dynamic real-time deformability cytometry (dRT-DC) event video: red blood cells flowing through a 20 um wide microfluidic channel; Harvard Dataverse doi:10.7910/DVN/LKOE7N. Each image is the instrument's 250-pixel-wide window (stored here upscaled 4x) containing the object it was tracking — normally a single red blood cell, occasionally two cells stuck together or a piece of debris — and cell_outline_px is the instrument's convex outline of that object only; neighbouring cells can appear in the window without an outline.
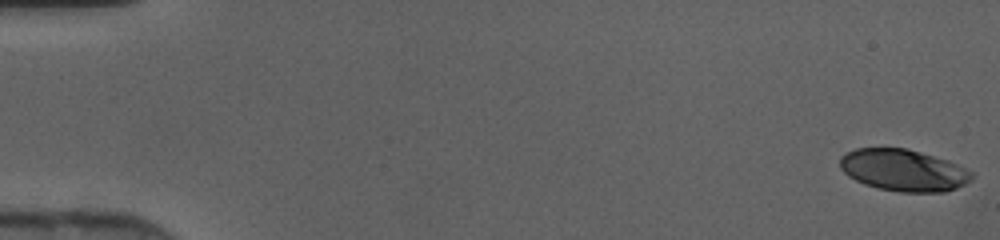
{"species": "human", "species_latin": "Homo sapiens", "temperature_condition": "cold", "stored_images_in_passage": 46, "camera_frame_rate_fps": 3000, "um_per_image_px": 0.085, "donor": {"sex": "female"}, "frame": {"image": 1, "passage_image": 1, "time_ms": 0.0, "image_size_px": [1000, 240], "cell_outline_px": [[976, 176], [972, 180], [956, 188], [944, 192], [900, 192], [880, 188], [864, 184], [848, 176], [840, 168], [840, 156], [844, 152], [856, 148], [908, 148], [948, 160], [976, 172]], "centroid_in_image_um": [76.83, 14.46], "position_along_channel_um": 8.2, "area_um2": 32.48}}
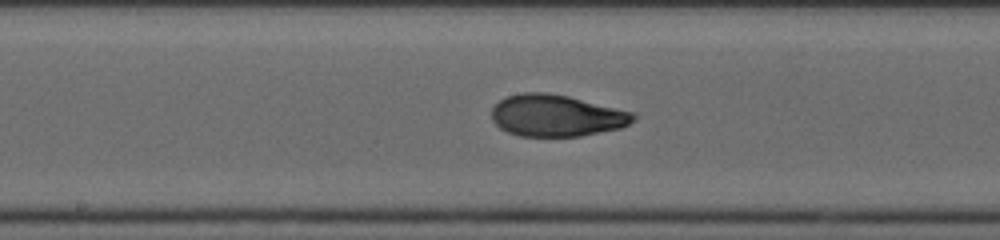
{"frame": {"image": 2, "passage_image": 25, "time_ms": 8.0, "image_size_px": [1000, 240], "cell_outline_px": [[636, 120], [620, 128], [580, 136], [520, 136], [508, 132], [500, 128], [492, 120], [492, 108], [500, 100], [508, 96], [524, 92], [544, 92], [568, 96], [632, 112], [636, 116]], "centroid_in_image_um": [47.28, 9.83], "position_along_channel_um": 200.9, "area_um2": 34.22}}
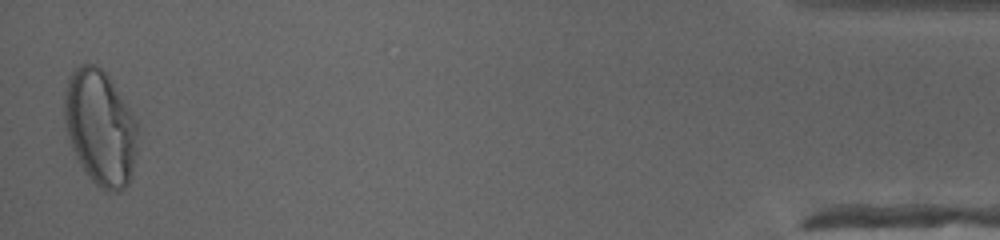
{"frame": {"image": 3, "passage_image": 46, "time_ms": 15.0, "image_size_px": [1000, 240], "cell_outline_px": [[136, 152], [132, 172], [128, 184], [120, 192], [108, 192], [100, 188], [88, 176], [76, 156], [72, 148], [68, 136], [64, 120], [64, 92], [68, 76], [80, 64], [96, 64], [108, 76], [136, 120]], "centroid_in_image_um": [8.5, 10.85], "position_along_channel_um": 426.7, "area_um2": 48.9}}